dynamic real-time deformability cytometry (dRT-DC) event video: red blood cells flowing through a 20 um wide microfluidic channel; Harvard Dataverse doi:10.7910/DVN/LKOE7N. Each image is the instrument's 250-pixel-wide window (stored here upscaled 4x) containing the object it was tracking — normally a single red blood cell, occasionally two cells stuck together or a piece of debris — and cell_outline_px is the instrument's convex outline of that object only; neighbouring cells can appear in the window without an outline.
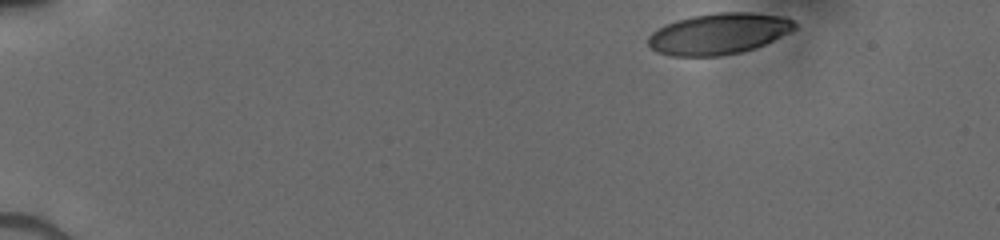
{"species": "human", "species_latin": "Homo sapiens", "temperature_condition": "cold", "stored_images_in_passage": 51, "camera_frame_rate_fps": 3000, "um_per_image_px": 0.085, "donor": {"sex": "male"}, "frame": {"image": 1, "passage_image": 1, "time_ms": 0.0, "image_size_px": [1000, 240], "cell_outline_px": [[796, 28], [756, 48], [740, 52], [720, 56], [672, 56], [656, 52], [648, 44], [648, 36], [652, 32], [664, 24], [676, 20], [692, 16], [716, 12], [752, 12], [788, 16], [796, 24]], "centroid_in_image_um": [61.08, 2.85], "position_along_channel_um": 23.9, "area_um2": 35.26}}
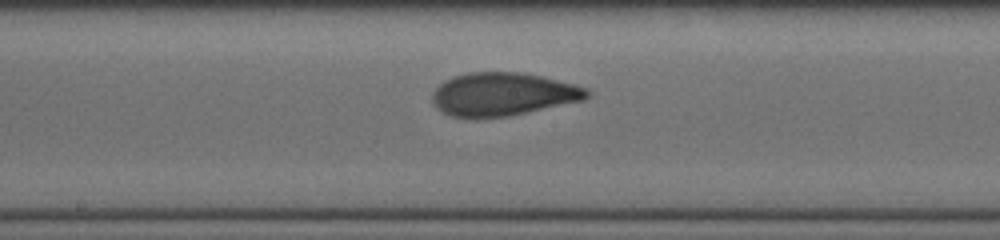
{"frame": {"image": 2, "passage_image": 31, "time_ms": 7.333, "image_size_px": [1000, 240], "cell_outline_px": [[592, 92], [584, 100], [508, 116], [452, 116], [440, 112], [436, 108], [432, 100], [432, 92], [444, 80], [452, 76], [468, 72], [524, 72], [588, 88]], "centroid_in_image_um": [42.73, 7.99], "position_along_channel_um": 205.5, "area_um2": 38.61}}
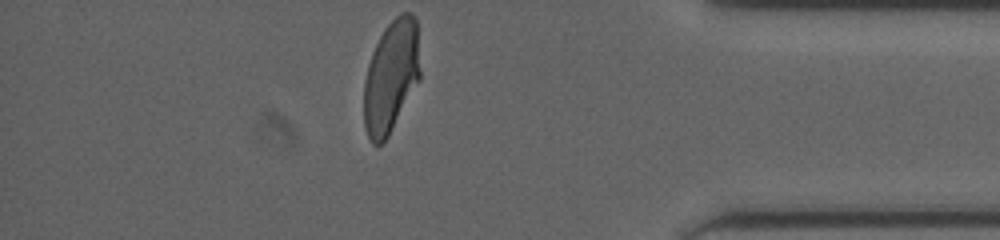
{"frame": {"image": 3, "passage_image": 50, "time_ms": 12.667, "image_size_px": [1000, 240], "cell_outline_px": [[420, 80], [388, 136], [376, 148], [372, 144], [368, 136], [364, 124], [364, 80], [368, 64], [372, 52], [384, 28], [400, 12], [412, 12], [416, 16], [420, 72]], "centroid_in_image_um": [33.24, 6.49], "position_along_channel_um": 402.0, "area_um2": 37.05}}